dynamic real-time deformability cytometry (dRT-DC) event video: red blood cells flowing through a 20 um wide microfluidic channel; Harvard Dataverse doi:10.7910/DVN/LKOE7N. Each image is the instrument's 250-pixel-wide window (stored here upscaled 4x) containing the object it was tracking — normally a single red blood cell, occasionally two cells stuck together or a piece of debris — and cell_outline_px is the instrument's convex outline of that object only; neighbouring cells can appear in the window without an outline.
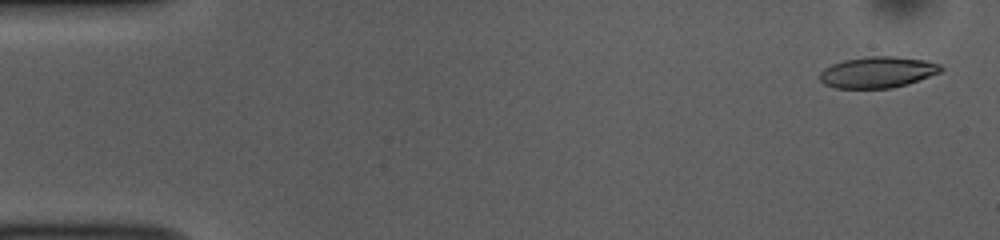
{"species": "common noctule bat (a hibernating species)", "species_latin": "Nyctalus noctula", "temperature_condition": "room temperature", "stored_images_in_passage": 53, "camera_frame_rate_fps": 3000, "um_per_image_px": 0.085, "animal": {"sex": "female", "body_mass_g": 10.0, "forearm_length_mm": 53.1}, "frame": {"image": 1, "passage_image": 2, "time_ms": 0.333, "image_size_px": [1000, 240], "cell_outline_px": [[944, 68], [940, 72], [908, 84], [892, 88], [836, 88], [824, 84], [820, 80], [820, 72], [824, 68], [832, 64], [844, 60], [864, 56], [896, 56], [924, 60], [940, 64]], "centroid_in_image_um": [74.59, 6.13], "position_along_channel_um": 10.4, "area_um2": 22.08}}
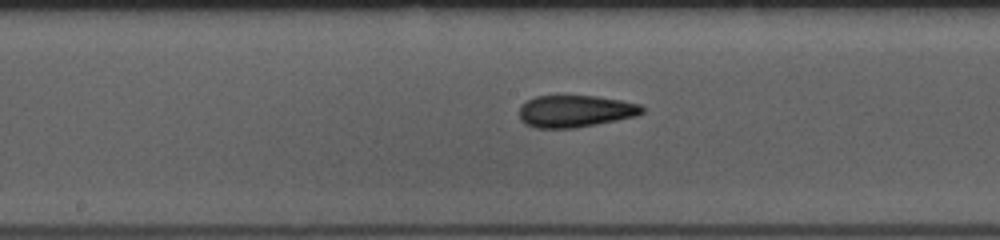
{"frame": {"image": 2, "passage_image": 27, "time_ms": 8.667, "image_size_px": [1000, 240], "cell_outline_px": [[644, 112], [636, 116], [576, 128], [536, 128], [524, 124], [520, 120], [520, 108], [528, 100], [536, 96], [596, 96], [620, 100], [640, 104], [644, 108]], "centroid_in_image_um": [48.9, 9.46], "position_along_channel_um": 199.3, "area_um2": 22.83}}
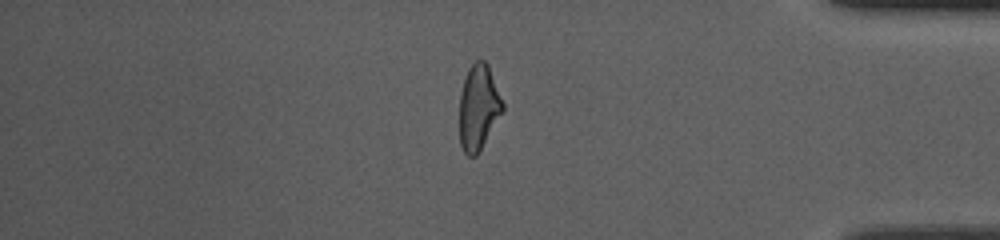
{"frame": {"image": 3, "passage_image": 45, "time_ms": 14.667, "image_size_px": [1000, 240], "cell_outline_px": [[504, 112], [476, 156], [468, 156], [464, 152], [460, 144], [460, 92], [468, 68], [476, 60], [484, 60], [488, 64], [504, 104]], "centroid_in_image_um": [40.69, 9.13], "position_along_channel_um": 394.5, "area_um2": 21.56}, "authors_computed_cell_mechanics": {"area_um2": 22.4264, "velocity_mm_per_s": 3.7338, "shape_relaxation_time_tau1_ms": null, "shape_relaxation_time_tau2_ms": 3.5676, "deformation_change_tau1": null, "deformation_change_tau2": 0.1259}}